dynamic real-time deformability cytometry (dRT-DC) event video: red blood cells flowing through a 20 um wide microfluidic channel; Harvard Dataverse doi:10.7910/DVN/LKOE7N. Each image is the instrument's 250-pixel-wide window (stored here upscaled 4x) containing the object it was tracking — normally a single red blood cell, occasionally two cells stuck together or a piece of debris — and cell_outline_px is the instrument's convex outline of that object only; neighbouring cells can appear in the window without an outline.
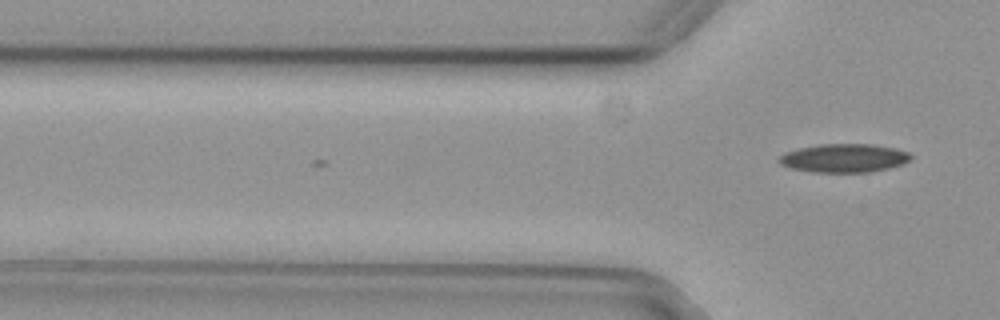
{"species": "common noctule bat (a hibernating species)", "species_latin": "Nyctalus noctula", "temperature_condition": "cold", "stored_images_in_passage": 3, "camera_frame_rate_fps": 3000, "um_per_image_px": 0.085, "animal": {"sex": "female", "body_mass_g": 29.2, "forearm_length_mm": 56.3}, "frame": {"image": 1, "passage_image": 3, "time_ms": 0.667, "image_size_px": [1000, 320], "cell_outline_px": [[912, 156], [904, 164], [888, 168], [868, 172], [812, 172], [792, 168], [780, 164], [776, 160], [784, 152], [800, 148], [820, 144], [872, 144], [896, 148], [908, 152]], "centroid_in_image_um": [71.73, 13.43], "position_along_channel_um": 54.1, "area_um2": 21.91}}